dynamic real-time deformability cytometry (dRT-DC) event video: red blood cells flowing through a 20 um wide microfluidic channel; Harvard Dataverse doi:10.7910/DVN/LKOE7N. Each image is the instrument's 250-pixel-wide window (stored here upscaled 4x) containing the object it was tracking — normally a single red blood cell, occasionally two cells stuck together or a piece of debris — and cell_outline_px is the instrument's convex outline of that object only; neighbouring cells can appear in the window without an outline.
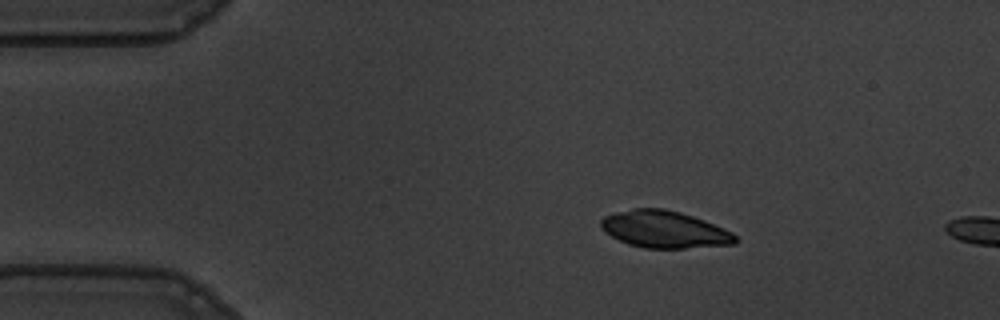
{"species": "common noctule bat (a hibernating species)", "species_latin": "Nyctalus noctula", "temperature_condition": "warm", "stored_images_in_passage": 4, "camera_frame_rate_fps": 3000, "um_per_image_px": 0.085, "animal": {"sex": "male", "body_mass_g": 19.5, "forearm_length_mm": 54.6}, "frame": {"image": 1, "passage_image": 1, "time_ms": 0.0, "image_size_px": [1000, 320], "cell_outline_px": [[740, 240], [736, 244], [684, 248], [644, 248], [628, 244], [612, 236], [600, 224], [600, 220], [604, 216], [616, 212], [632, 208], [664, 208], [680, 212], [704, 220], [724, 228], [732, 232]], "centroid_in_image_um": [56.52, 19.5], "position_along_channel_um": 28.5, "area_um2": 28.96}}